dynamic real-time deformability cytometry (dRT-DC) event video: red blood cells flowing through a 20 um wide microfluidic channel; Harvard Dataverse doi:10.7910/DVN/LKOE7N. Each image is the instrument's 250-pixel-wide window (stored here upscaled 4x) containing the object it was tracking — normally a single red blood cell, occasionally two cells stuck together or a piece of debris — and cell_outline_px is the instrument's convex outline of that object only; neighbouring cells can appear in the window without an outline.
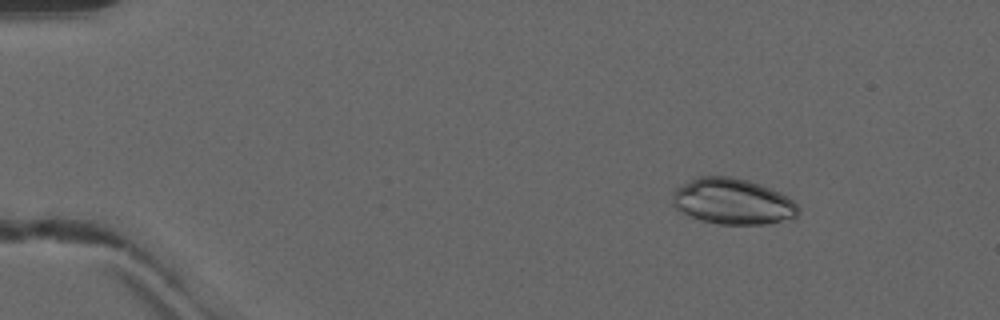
{"species": "common noctule bat (a hibernating species)", "species_latin": "Nyctalus noctula", "temperature_condition": "warm", "stored_images_in_passage": 51, "camera_frame_rate_fps": 3000, "um_per_image_px": 0.085, "animal": {"sex": "male", "forearm_length_mm": 52.5}, "frame": {"image": 1, "passage_image": 8, "time_ms": 2.333, "image_size_px": [1000, 320], "cell_outline_px": [[800, 212], [796, 220], [768, 224], [716, 224], [700, 220], [688, 216], [676, 208], [672, 204], [672, 192], [676, 188], [696, 176], [732, 176], [748, 180], [760, 184], [780, 192], [788, 196], [800, 208]], "centroid_in_image_um": [62.32, 17.14], "position_along_channel_um": 22.7, "area_um2": 34.39}}
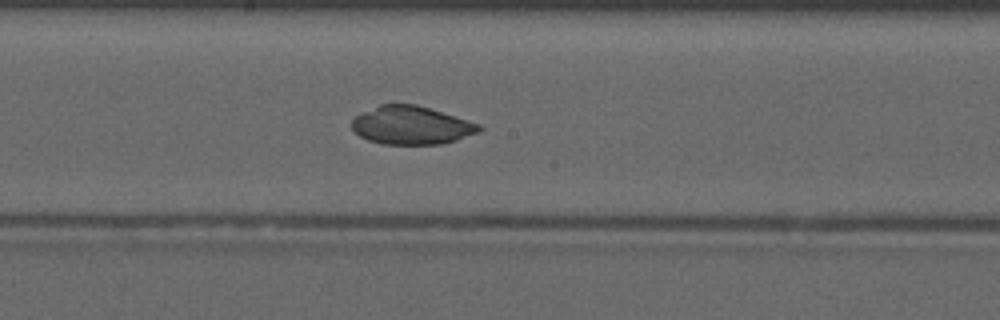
{"frame": {"image": 2, "passage_image": 29, "time_ms": 9.333, "image_size_px": [1000, 320], "cell_outline_px": [[484, 128], [480, 132], [456, 140], [440, 144], [384, 144], [368, 140], [360, 136], [352, 128], [352, 120], [356, 116], [380, 104], [416, 104], [468, 120], [480, 124]], "centroid_in_image_um": [34.99, 10.65], "position_along_channel_um": 213.2, "area_um2": 28.21}}
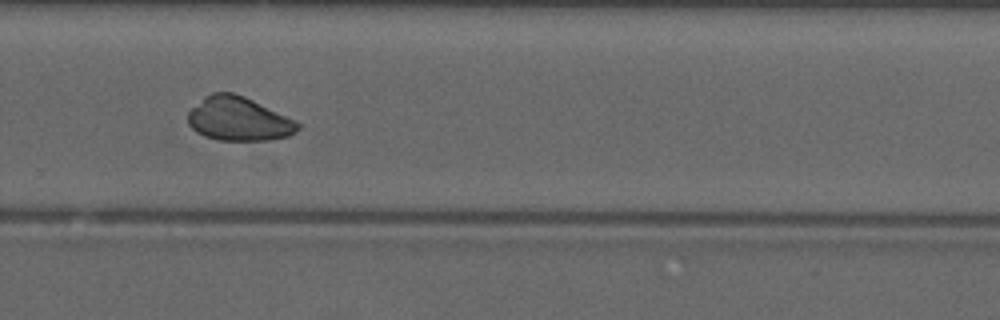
{"frame": {"image": 3, "passage_image": 36, "time_ms": 11.667, "image_size_px": [1000, 320], "cell_outline_px": [[300, 128], [296, 132], [288, 136], [268, 140], [220, 140], [204, 136], [196, 132], [188, 124], [188, 112], [204, 96], [212, 92], [232, 92], [244, 96], [296, 120], [300, 124]], "centroid_in_image_um": [20.28, 10.11], "position_along_channel_um": 309.5, "area_um2": 28.09}}